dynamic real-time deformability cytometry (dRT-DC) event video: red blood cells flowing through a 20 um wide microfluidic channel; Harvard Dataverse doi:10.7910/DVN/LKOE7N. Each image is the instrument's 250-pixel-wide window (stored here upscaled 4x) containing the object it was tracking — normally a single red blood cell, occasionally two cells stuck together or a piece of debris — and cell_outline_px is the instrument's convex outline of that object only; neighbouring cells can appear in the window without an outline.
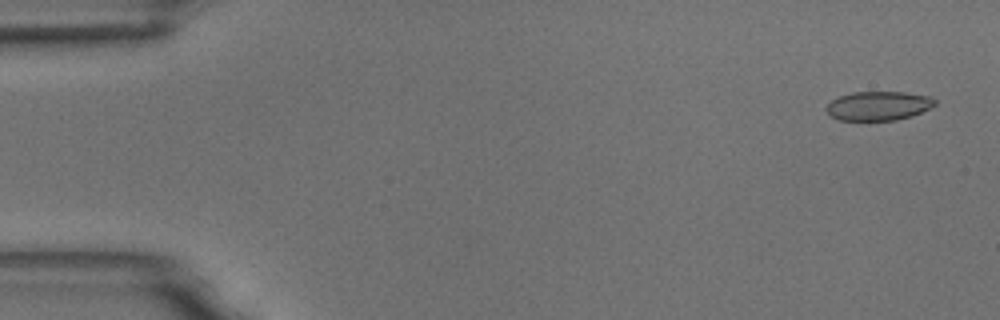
{"species": "common noctule bat (a hibernating species)", "species_latin": "Nyctalus noctula", "temperature_condition": "room temperature", "stored_images_in_passage": 5, "segment_of_instrument_passage": [1, 2], "camera_frame_rate_fps": 3000, "um_per_image_px": 0.085, "animal": {"sex": "male", "body_mass_g": 18.8}, "frame": {"image": 1, "passage_image": 1, "time_ms": 0.0, "image_size_px": [1000, 320], "cell_outline_px": [[936, 104], [912, 116], [896, 120], [840, 120], [832, 116], [824, 108], [832, 100], [840, 96], [852, 92], [904, 92], [928, 96], [936, 100]], "centroid_in_image_um": [74.66, 8.99], "position_along_channel_um": 10.3, "area_um2": 18.21}}